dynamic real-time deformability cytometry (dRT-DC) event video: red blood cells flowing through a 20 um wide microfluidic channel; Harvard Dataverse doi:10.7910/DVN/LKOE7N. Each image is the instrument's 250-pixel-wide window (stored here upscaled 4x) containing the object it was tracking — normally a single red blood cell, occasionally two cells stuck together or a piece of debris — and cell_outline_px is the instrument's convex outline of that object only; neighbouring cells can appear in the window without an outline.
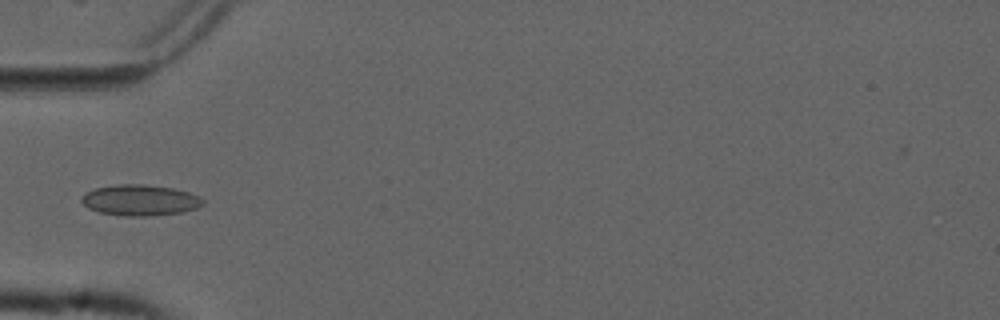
{"species": "common noctule bat (a hibernating species)", "species_latin": "Nyctalus noctula", "temperature_condition": "cold", "stored_images_in_passage": 5, "camera_frame_rate_fps": 3000, "um_per_image_px": 0.085, "animal": {"sex": "male", "forearm_length_mm": 52.5}, "frame": {"image": 1, "passage_image": 5, "time_ms": 1.333, "image_size_px": [1000, 320], "cell_outline_px": [[204, 204], [196, 208], [180, 212], [148, 216], [128, 216], [100, 212], [88, 208], [80, 200], [88, 192], [96, 188], [120, 184], [144, 184], [172, 188], [188, 192], [200, 196], [204, 200]], "centroid_in_image_um": [11.94, 17.01], "position_along_channel_um": 73.1, "area_um2": 21.56}}